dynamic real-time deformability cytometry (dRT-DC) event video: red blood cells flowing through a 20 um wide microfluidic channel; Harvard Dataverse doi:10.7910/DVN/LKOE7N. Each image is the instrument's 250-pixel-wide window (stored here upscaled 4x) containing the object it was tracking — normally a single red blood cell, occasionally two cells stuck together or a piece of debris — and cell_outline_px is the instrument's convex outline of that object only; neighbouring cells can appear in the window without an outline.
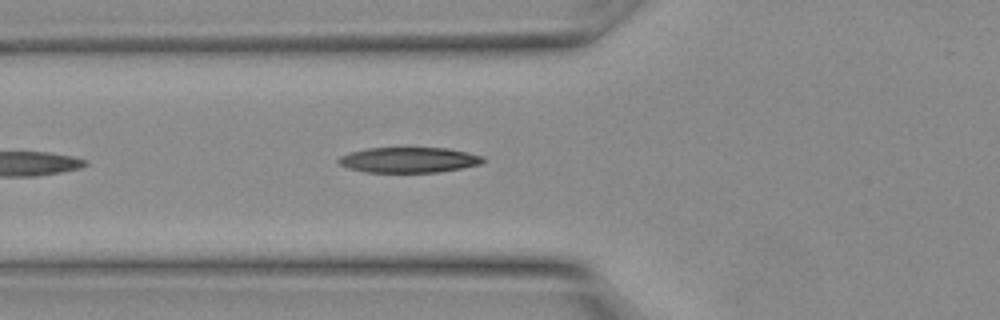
{"species": "Egyptian fruit bat (a non-hibernating species)", "species_latin": "Rousettus aegyptiacus", "temperature_condition": "warm", "stored_images_in_passage": 8, "camera_frame_rate_fps": 3000, "um_per_image_px": 0.085, "animal": {"sex": "female"}, "frame": {"image": 1, "passage_image": 6, "time_ms": 1.667, "image_size_px": [1000, 320], "cell_outline_px": [[484, 160], [480, 164], [460, 168], [436, 172], [364, 172], [348, 168], [340, 164], [336, 160], [340, 156], [348, 152], [368, 148], [448, 148], [468, 152], [484, 156]], "centroid_in_image_um": [34.72, 13.59], "position_along_channel_um": 91.1, "area_um2": 21.39}}
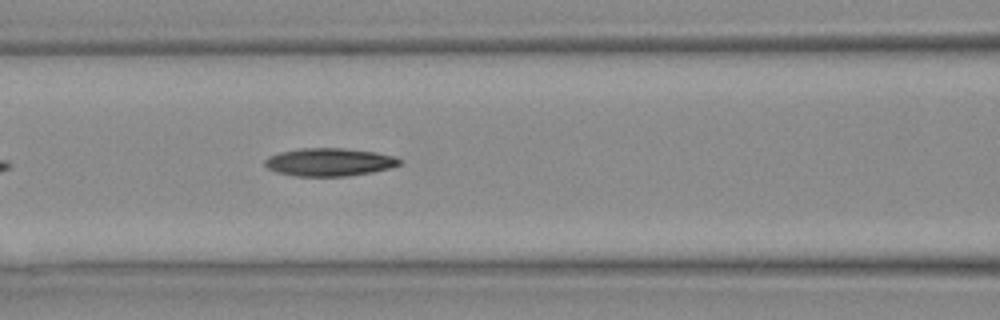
{"frame": {"image": 2, "passage_image": 8, "time_ms": 2.333, "image_size_px": [1000, 320], "cell_outline_px": [[404, 160], [400, 164], [392, 168], [372, 172], [344, 176], [296, 176], [276, 172], [268, 168], [264, 164], [264, 160], [268, 156], [280, 152], [300, 148], [344, 148], [376, 152], [392, 156]], "centroid_in_image_um": [28.0, 13.77], "position_along_channel_um": 138.6, "area_um2": 22.02}}